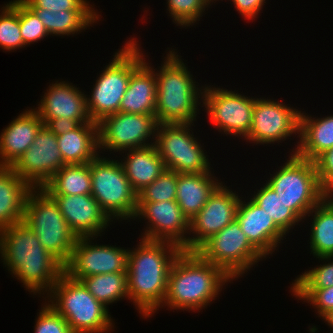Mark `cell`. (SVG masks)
<instances>
[{"mask_svg":"<svg viewBox=\"0 0 333 333\" xmlns=\"http://www.w3.org/2000/svg\"><path fill=\"white\" fill-rule=\"evenodd\" d=\"M0 259L33 296H47L64 273V266L43 248L24 221L0 231Z\"/></svg>","mask_w":333,"mask_h":333,"instance_id":"obj_1","label":"cell"},{"mask_svg":"<svg viewBox=\"0 0 333 333\" xmlns=\"http://www.w3.org/2000/svg\"><path fill=\"white\" fill-rule=\"evenodd\" d=\"M139 241L128 252V295L140 316L147 319L163 304L171 266L182 249L166 241Z\"/></svg>","mask_w":333,"mask_h":333,"instance_id":"obj_2","label":"cell"},{"mask_svg":"<svg viewBox=\"0 0 333 333\" xmlns=\"http://www.w3.org/2000/svg\"><path fill=\"white\" fill-rule=\"evenodd\" d=\"M232 281L222 268L204 260L196 251L182 250L171 266L166 298L160 308L196 313L210 306Z\"/></svg>","mask_w":333,"mask_h":333,"instance_id":"obj_3","label":"cell"},{"mask_svg":"<svg viewBox=\"0 0 333 333\" xmlns=\"http://www.w3.org/2000/svg\"><path fill=\"white\" fill-rule=\"evenodd\" d=\"M167 49L170 50H167L158 69L145 58V62L155 71L157 79L155 117L158 125L193 123L197 121L199 106L202 108L203 105L204 86L200 87L195 81L177 49Z\"/></svg>","mask_w":333,"mask_h":333,"instance_id":"obj_4","label":"cell"},{"mask_svg":"<svg viewBox=\"0 0 333 333\" xmlns=\"http://www.w3.org/2000/svg\"><path fill=\"white\" fill-rule=\"evenodd\" d=\"M143 52L135 36L126 40L122 48L115 51L112 60L97 76L91 96L86 95L87 109L92 121L98 123L105 116L119 112L131 74L145 61V57H148Z\"/></svg>","mask_w":333,"mask_h":333,"instance_id":"obj_5","label":"cell"},{"mask_svg":"<svg viewBox=\"0 0 333 333\" xmlns=\"http://www.w3.org/2000/svg\"><path fill=\"white\" fill-rule=\"evenodd\" d=\"M44 299L65 318L72 333H111L116 327L109 309L65 273Z\"/></svg>","mask_w":333,"mask_h":333,"instance_id":"obj_6","label":"cell"},{"mask_svg":"<svg viewBox=\"0 0 333 333\" xmlns=\"http://www.w3.org/2000/svg\"><path fill=\"white\" fill-rule=\"evenodd\" d=\"M23 221L43 248L65 266L78 238L67 226L55 200L43 188H33L28 193Z\"/></svg>","mask_w":333,"mask_h":333,"instance_id":"obj_7","label":"cell"},{"mask_svg":"<svg viewBox=\"0 0 333 333\" xmlns=\"http://www.w3.org/2000/svg\"><path fill=\"white\" fill-rule=\"evenodd\" d=\"M289 155L265 181L304 223L306 215L328 194L319 183L315 162Z\"/></svg>","mask_w":333,"mask_h":333,"instance_id":"obj_8","label":"cell"},{"mask_svg":"<svg viewBox=\"0 0 333 333\" xmlns=\"http://www.w3.org/2000/svg\"><path fill=\"white\" fill-rule=\"evenodd\" d=\"M110 158L99 154L90 162L91 195L114 223L134 221L138 193L129 183L119 160Z\"/></svg>","mask_w":333,"mask_h":333,"instance_id":"obj_9","label":"cell"},{"mask_svg":"<svg viewBox=\"0 0 333 333\" xmlns=\"http://www.w3.org/2000/svg\"><path fill=\"white\" fill-rule=\"evenodd\" d=\"M196 252L237 280L266 258L250 243L237 220L205 241Z\"/></svg>","mask_w":333,"mask_h":333,"instance_id":"obj_10","label":"cell"},{"mask_svg":"<svg viewBox=\"0 0 333 333\" xmlns=\"http://www.w3.org/2000/svg\"><path fill=\"white\" fill-rule=\"evenodd\" d=\"M192 126L195 127L194 122L158 125L155 146L167 170L177 173H207L213 169Z\"/></svg>","mask_w":333,"mask_h":333,"instance_id":"obj_11","label":"cell"},{"mask_svg":"<svg viewBox=\"0 0 333 333\" xmlns=\"http://www.w3.org/2000/svg\"><path fill=\"white\" fill-rule=\"evenodd\" d=\"M237 91V92H236ZM256 97L245 96L238 90L204 85L203 105L209 120L219 133L245 139L252 124Z\"/></svg>","mask_w":333,"mask_h":333,"instance_id":"obj_12","label":"cell"},{"mask_svg":"<svg viewBox=\"0 0 333 333\" xmlns=\"http://www.w3.org/2000/svg\"><path fill=\"white\" fill-rule=\"evenodd\" d=\"M155 115L117 112L98 122L99 153L122 152L155 144ZM113 151V152H112Z\"/></svg>","mask_w":333,"mask_h":333,"instance_id":"obj_13","label":"cell"},{"mask_svg":"<svg viewBox=\"0 0 333 333\" xmlns=\"http://www.w3.org/2000/svg\"><path fill=\"white\" fill-rule=\"evenodd\" d=\"M296 108L273 98L256 97L246 142L264 146L269 144V147L271 144L278 145L286 139H291L289 137H293L294 134V138L297 137L299 141L301 110Z\"/></svg>","mask_w":333,"mask_h":333,"instance_id":"obj_14","label":"cell"},{"mask_svg":"<svg viewBox=\"0 0 333 333\" xmlns=\"http://www.w3.org/2000/svg\"><path fill=\"white\" fill-rule=\"evenodd\" d=\"M97 238L79 237L76 240L72 255L64 266V273L70 278L81 281L93 275L127 272L129 248L97 244Z\"/></svg>","mask_w":333,"mask_h":333,"instance_id":"obj_15","label":"cell"},{"mask_svg":"<svg viewBox=\"0 0 333 333\" xmlns=\"http://www.w3.org/2000/svg\"><path fill=\"white\" fill-rule=\"evenodd\" d=\"M136 219L146 220L142 239L171 242L188 251L189 220L176 201L138 202Z\"/></svg>","mask_w":333,"mask_h":333,"instance_id":"obj_16","label":"cell"},{"mask_svg":"<svg viewBox=\"0 0 333 333\" xmlns=\"http://www.w3.org/2000/svg\"><path fill=\"white\" fill-rule=\"evenodd\" d=\"M222 182L202 209L189 220L188 251H196L205 241L235 220L241 197Z\"/></svg>","mask_w":333,"mask_h":333,"instance_id":"obj_17","label":"cell"},{"mask_svg":"<svg viewBox=\"0 0 333 333\" xmlns=\"http://www.w3.org/2000/svg\"><path fill=\"white\" fill-rule=\"evenodd\" d=\"M65 165L57 136L44 125L12 168L32 188H42Z\"/></svg>","mask_w":333,"mask_h":333,"instance_id":"obj_18","label":"cell"},{"mask_svg":"<svg viewBox=\"0 0 333 333\" xmlns=\"http://www.w3.org/2000/svg\"><path fill=\"white\" fill-rule=\"evenodd\" d=\"M86 95L69 81H52L45 90L39 104L33 109L39 114L44 125L50 119L64 117L76 120L80 124L92 122L88 109Z\"/></svg>","mask_w":333,"mask_h":333,"instance_id":"obj_19","label":"cell"},{"mask_svg":"<svg viewBox=\"0 0 333 333\" xmlns=\"http://www.w3.org/2000/svg\"><path fill=\"white\" fill-rule=\"evenodd\" d=\"M57 203L67 226L79 237L102 236L113 223L91 194L50 195Z\"/></svg>","mask_w":333,"mask_h":333,"instance_id":"obj_20","label":"cell"},{"mask_svg":"<svg viewBox=\"0 0 333 333\" xmlns=\"http://www.w3.org/2000/svg\"><path fill=\"white\" fill-rule=\"evenodd\" d=\"M240 196L235 219L250 243L267 259L278 251L287 235L250 197Z\"/></svg>","mask_w":333,"mask_h":333,"instance_id":"obj_21","label":"cell"},{"mask_svg":"<svg viewBox=\"0 0 333 333\" xmlns=\"http://www.w3.org/2000/svg\"><path fill=\"white\" fill-rule=\"evenodd\" d=\"M44 126L39 114L29 108L13 119L0 133V165L13 166L33 143Z\"/></svg>","mask_w":333,"mask_h":333,"instance_id":"obj_22","label":"cell"},{"mask_svg":"<svg viewBox=\"0 0 333 333\" xmlns=\"http://www.w3.org/2000/svg\"><path fill=\"white\" fill-rule=\"evenodd\" d=\"M290 154L315 161L321 154L333 147V115L314 117L301 111L299 141Z\"/></svg>","mask_w":333,"mask_h":333,"instance_id":"obj_23","label":"cell"},{"mask_svg":"<svg viewBox=\"0 0 333 333\" xmlns=\"http://www.w3.org/2000/svg\"><path fill=\"white\" fill-rule=\"evenodd\" d=\"M32 189L12 166L0 165V231L23 221L25 201Z\"/></svg>","mask_w":333,"mask_h":333,"instance_id":"obj_24","label":"cell"},{"mask_svg":"<svg viewBox=\"0 0 333 333\" xmlns=\"http://www.w3.org/2000/svg\"><path fill=\"white\" fill-rule=\"evenodd\" d=\"M221 183L214 169L207 173H178L175 201L188 220L202 209Z\"/></svg>","mask_w":333,"mask_h":333,"instance_id":"obj_25","label":"cell"},{"mask_svg":"<svg viewBox=\"0 0 333 333\" xmlns=\"http://www.w3.org/2000/svg\"><path fill=\"white\" fill-rule=\"evenodd\" d=\"M156 88L155 71L144 61L131 74L119 112L155 115Z\"/></svg>","mask_w":333,"mask_h":333,"instance_id":"obj_26","label":"cell"},{"mask_svg":"<svg viewBox=\"0 0 333 333\" xmlns=\"http://www.w3.org/2000/svg\"><path fill=\"white\" fill-rule=\"evenodd\" d=\"M123 153V155H122ZM125 153V155H124ZM125 175L133 189L139 193L166 169L155 144L120 152Z\"/></svg>","mask_w":333,"mask_h":333,"instance_id":"obj_27","label":"cell"},{"mask_svg":"<svg viewBox=\"0 0 333 333\" xmlns=\"http://www.w3.org/2000/svg\"><path fill=\"white\" fill-rule=\"evenodd\" d=\"M57 144L66 165L91 162L100 154L98 123H82L74 130L58 135Z\"/></svg>","mask_w":333,"mask_h":333,"instance_id":"obj_28","label":"cell"},{"mask_svg":"<svg viewBox=\"0 0 333 333\" xmlns=\"http://www.w3.org/2000/svg\"><path fill=\"white\" fill-rule=\"evenodd\" d=\"M312 218H309V217ZM311 219L310 254L315 257L333 256V195H327L305 217ZM313 219V220H312Z\"/></svg>","mask_w":333,"mask_h":333,"instance_id":"obj_29","label":"cell"},{"mask_svg":"<svg viewBox=\"0 0 333 333\" xmlns=\"http://www.w3.org/2000/svg\"><path fill=\"white\" fill-rule=\"evenodd\" d=\"M39 17L50 36L77 35L83 30L98 24L101 15L98 11H60L31 9Z\"/></svg>","mask_w":333,"mask_h":333,"instance_id":"obj_30","label":"cell"},{"mask_svg":"<svg viewBox=\"0 0 333 333\" xmlns=\"http://www.w3.org/2000/svg\"><path fill=\"white\" fill-rule=\"evenodd\" d=\"M42 188L49 195L91 194L90 162L63 166Z\"/></svg>","mask_w":333,"mask_h":333,"instance_id":"obj_31","label":"cell"},{"mask_svg":"<svg viewBox=\"0 0 333 333\" xmlns=\"http://www.w3.org/2000/svg\"><path fill=\"white\" fill-rule=\"evenodd\" d=\"M81 282L95 299L108 309V305L126 298L129 300L127 272L88 276Z\"/></svg>","mask_w":333,"mask_h":333,"instance_id":"obj_32","label":"cell"},{"mask_svg":"<svg viewBox=\"0 0 333 333\" xmlns=\"http://www.w3.org/2000/svg\"><path fill=\"white\" fill-rule=\"evenodd\" d=\"M256 191L251 194L250 198L259 207H262L269 217H272L274 223L285 234L291 233L295 225H301L300 223L303 221L288 208V205L266 183H263L260 189L256 188Z\"/></svg>","mask_w":333,"mask_h":333,"instance_id":"obj_33","label":"cell"},{"mask_svg":"<svg viewBox=\"0 0 333 333\" xmlns=\"http://www.w3.org/2000/svg\"><path fill=\"white\" fill-rule=\"evenodd\" d=\"M24 47L19 25V0H11L0 10V48L3 52H13Z\"/></svg>","mask_w":333,"mask_h":333,"instance_id":"obj_34","label":"cell"},{"mask_svg":"<svg viewBox=\"0 0 333 333\" xmlns=\"http://www.w3.org/2000/svg\"><path fill=\"white\" fill-rule=\"evenodd\" d=\"M216 3L215 0H167L168 16L172 18V22L181 28H188L200 21V17L205 15L209 6Z\"/></svg>","mask_w":333,"mask_h":333,"instance_id":"obj_35","label":"cell"},{"mask_svg":"<svg viewBox=\"0 0 333 333\" xmlns=\"http://www.w3.org/2000/svg\"><path fill=\"white\" fill-rule=\"evenodd\" d=\"M323 264L297 275L290 289H324L333 287V256L316 257ZM326 261V262H325ZM328 262V263H327Z\"/></svg>","mask_w":333,"mask_h":333,"instance_id":"obj_36","label":"cell"},{"mask_svg":"<svg viewBox=\"0 0 333 333\" xmlns=\"http://www.w3.org/2000/svg\"><path fill=\"white\" fill-rule=\"evenodd\" d=\"M178 173L165 169L151 184L138 193V202L175 201Z\"/></svg>","mask_w":333,"mask_h":333,"instance_id":"obj_37","label":"cell"},{"mask_svg":"<svg viewBox=\"0 0 333 333\" xmlns=\"http://www.w3.org/2000/svg\"><path fill=\"white\" fill-rule=\"evenodd\" d=\"M19 25L23 42L27 47L49 36L39 17L21 0H19Z\"/></svg>","mask_w":333,"mask_h":333,"instance_id":"obj_38","label":"cell"},{"mask_svg":"<svg viewBox=\"0 0 333 333\" xmlns=\"http://www.w3.org/2000/svg\"><path fill=\"white\" fill-rule=\"evenodd\" d=\"M37 313L34 333H72L65 318L47 302L41 305Z\"/></svg>","mask_w":333,"mask_h":333,"instance_id":"obj_39","label":"cell"},{"mask_svg":"<svg viewBox=\"0 0 333 333\" xmlns=\"http://www.w3.org/2000/svg\"><path fill=\"white\" fill-rule=\"evenodd\" d=\"M296 299L309 303L320 319L333 309V287L324 289H290Z\"/></svg>","mask_w":333,"mask_h":333,"instance_id":"obj_40","label":"cell"},{"mask_svg":"<svg viewBox=\"0 0 333 333\" xmlns=\"http://www.w3.org/2000/svg\"><path fill=\"white\" fill-rule=\"evenodd\" d=\"M30 9L60 11H97L89 0H21Z\"/></svg>","mask_w":333,"mask_h":333,"instance_id":"obj_41","label":"cell"},{"mask_svg":"<svg viewBox=\"0 0 333 333\" xmlns=\"http://www.w3.org/2000/svg\"><path fill=\"white\" fill-rule=\"evenodd\" d=\"M314 162L322 189L328 195H333V147L321 154Z\"/></svg>","mask_w":333,"mask_h":333,"instance_id":"obj_42","label":"cell"},{"mask_svg":"<svg viewBox=\"0 0 333 333\" xmlns=\"http://www.w3.org/2000/svg\"><path fill=\"white\" fill-rule=\"evenodd\" d=\"M223 1V0H221ZM233 2L236 11L238 14L243 17L244 20H254L260 14V11H263V6L266 5V0H227Z\"/></svg>","mask_w":333,"mask_h":333,"instance_id":"obj_43","label":"cell"},{"mask_svg":"<svg viewBox=\"0 0 333 333\" xmlns=\"http://www.w3.org/2000/svg\"><path fill=\"white\" fill-rule=\"evenodd\" d=\"M80 125L76 120H70L64 117L50 119L45 126L56 136L74 130Z\"/></svg>","mask_w":333,"mask_h":333,"instance_id":"obj_44","label":"cell"},{"mask_svg":"<svg viewBox=\"0 0 333 333\" xmlns=\"http://www.w3.org/2000/svg\"><path fill=\"white\" fill-rule=\"evenodd\" d=\"M325 324H327L330 328H333V309L326 313L322 318ZM327 322V323H326ZM333 331V329H331Z\"/></svg>","mask_w":333,"mask_h":333,"instance_id":"obj_45","label":"cell"}]
</instances>
